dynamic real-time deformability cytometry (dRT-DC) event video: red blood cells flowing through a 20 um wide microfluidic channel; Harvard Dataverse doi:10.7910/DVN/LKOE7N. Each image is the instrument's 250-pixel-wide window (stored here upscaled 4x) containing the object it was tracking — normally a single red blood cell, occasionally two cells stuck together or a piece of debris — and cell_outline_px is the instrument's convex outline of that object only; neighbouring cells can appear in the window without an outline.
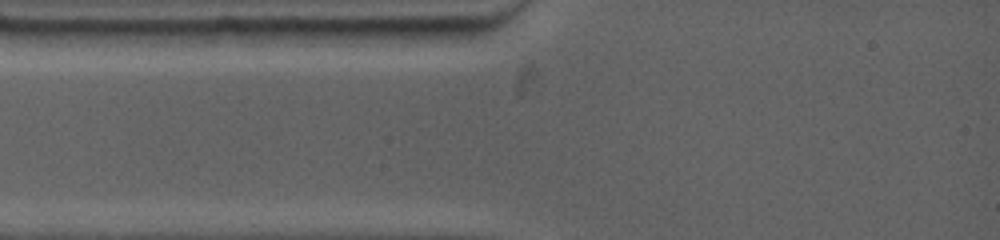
{"species": "common noctule bat (a hibernating species)", "species_latin": "Nyctalus noctula", "temperature_condition": "warm", "stored_images_in_passage": 2, "camera_frame_rate_fps": 4500, "um_per_image_px": 0.085, "animal": {"sex": "female", "body_mass_g": 19.0, "forearm_length_mm": 53.3}, "frame": {"image": 1, "passage_image": 1, "time_ms": 0.0, "image_size_px": [1000, 240], "cell_outline_px": [[472, 36], [464, 44], [448, 48], [308, 44], [300, 28], [472, 28]], "centroid_in_image_um": [33.07, 3.13], "position_along_channel_um": 51.9, "area_um2": 21.44}}